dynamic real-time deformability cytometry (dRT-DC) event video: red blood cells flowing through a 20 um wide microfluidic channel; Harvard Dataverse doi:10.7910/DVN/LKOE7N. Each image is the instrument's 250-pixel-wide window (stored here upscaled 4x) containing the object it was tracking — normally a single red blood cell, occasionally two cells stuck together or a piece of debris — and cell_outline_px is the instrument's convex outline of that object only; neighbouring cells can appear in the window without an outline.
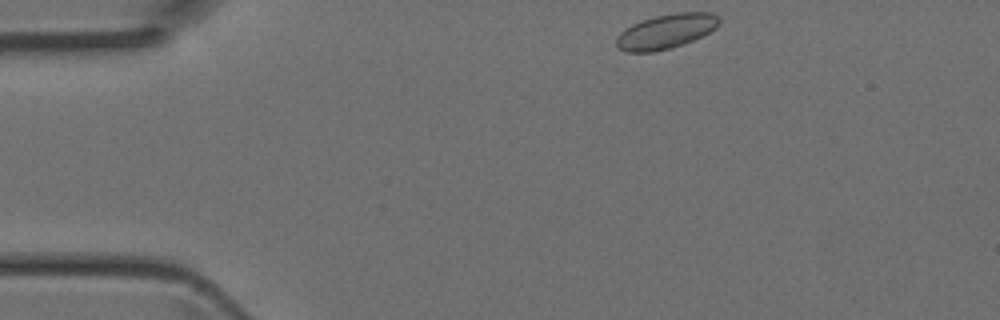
{"species": "Egyptian fruit bat (a non-hibernating species)", "species_latin": "Rousettus aegyptiacus", "temperature_condition": "room temperature", "stored_images_in_passage": 4, "camera_frame_rate_fps": 3000, "um_per_image_px": 0.085, "animal": {"sex": "female"}, "frame": {"image": 1, "passage_image": 1, "time_ms": 0.0, "image_size_px": [1000, 320], "cell_outline_px": [[720, 24], [716, 28], [692, 40], [668, 48], [652, 52], [628, 52], [620, 48], [616, 44], [616, 36], [624, 28], [632, 24], [656, 16], [676, 12], [712, 12], [720, 20]], "centroid_in_image_um": [56.6, 2.65], "position_along_channel_um": 28.4, "area_um2": 20.4}}
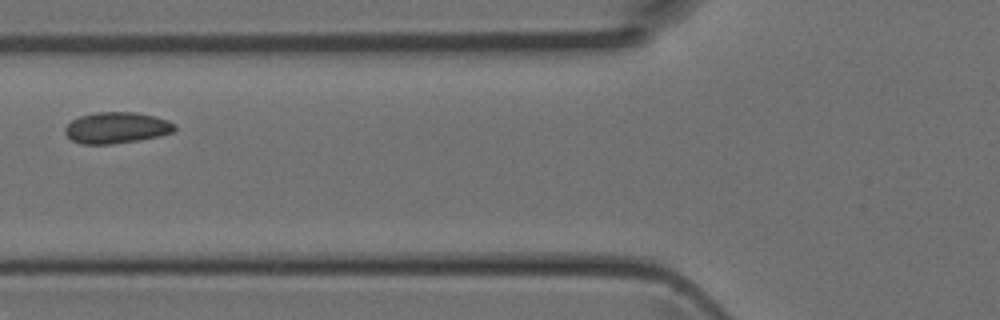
{"frame": {"image": 2, "passage_image": 4, "time_ms": 1.0, "image_size_px": [1000, 320], "cell_outline_px": [[176, 128], [172, 132], [160, 136], [140, 140], [112, 144], [80, 144], [72, 140], [64, 132], [64, 128], [72, 120], [80, 116], [96, 112], [136, 112], [156, 116], [168, 120], [176, 124]], "centroid_in_image_um": [9.93, 10.86], "position_along_channel_um": 115.9, "area_um2": 20.11}}